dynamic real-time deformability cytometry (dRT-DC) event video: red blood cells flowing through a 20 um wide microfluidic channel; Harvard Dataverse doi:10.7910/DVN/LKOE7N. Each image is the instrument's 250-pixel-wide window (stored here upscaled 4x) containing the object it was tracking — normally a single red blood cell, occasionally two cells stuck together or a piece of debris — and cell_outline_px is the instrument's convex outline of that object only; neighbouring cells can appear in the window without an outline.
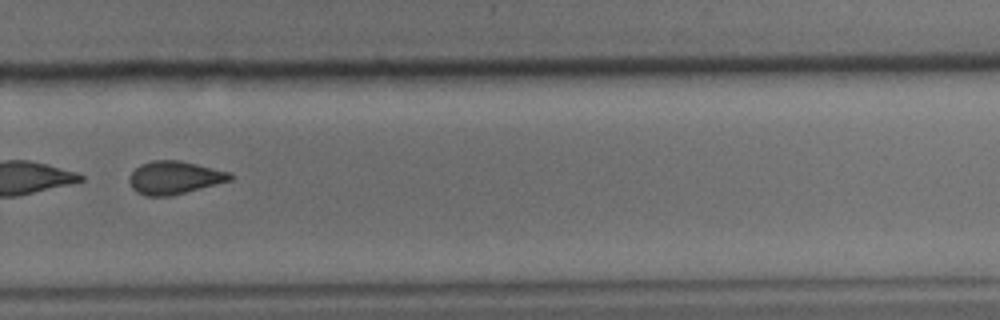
{"species": "common noctule bat (a hibernating species)", "species_latin": "Nyctalus noctula", "temperature_condition": "cold", "stored_images_in_passage": 44, "camera_frame_rate_fps": 3000, "um_per_image_px": 0.085, "animal": {"sex": "male", "body_mass_g": 15.6}, "frame": {"image": 1, "passage_image": 29, "time_ms": 9.333, "image_size_px": [1000, 320], "cell_outline_px": [[232, 180], [172, 196], [148, 196], [136, 192], [132, 188], [128, 180], [128, 176], [140, 164], [152, 160], [180, 160], [232, 172]], "centroid_in_image_um": [14.82, 15.09], "position_along_channel_um": 315.0, "area_um2": 19.59}, "authors_computed_cell_mechanics": {"area_um2": 20.6635, "velocity_mm_per_s": 3.7122, "shape_relaxation_time_tau1_ms": null, "shape_relaxation_time_tau2_ms": 4.0562, "deformation_change_tau1": null, "deformation_change_tau2": 0.1176}}